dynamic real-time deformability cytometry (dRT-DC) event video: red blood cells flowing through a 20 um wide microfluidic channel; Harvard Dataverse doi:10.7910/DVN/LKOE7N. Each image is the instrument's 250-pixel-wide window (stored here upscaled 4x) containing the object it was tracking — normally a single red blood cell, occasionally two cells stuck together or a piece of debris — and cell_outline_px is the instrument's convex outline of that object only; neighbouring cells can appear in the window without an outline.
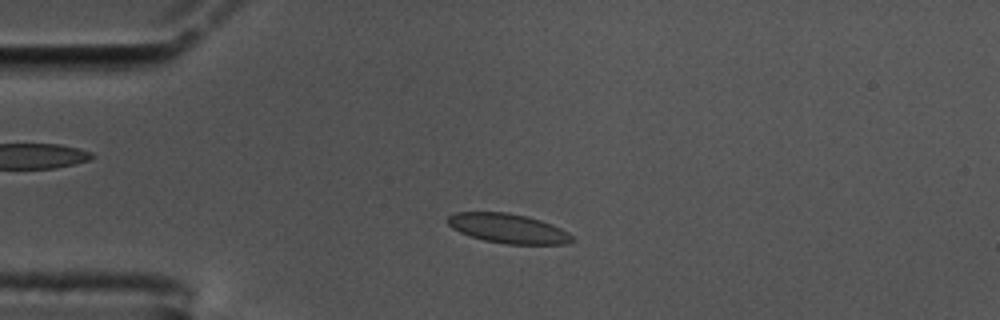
{"species": "common noctule bat (a hibernating species)", "species_latin": "Nyctalus noctula", "temperature_condition": "cold", "stored_images_in_passage": 55, "camera_frame_rate_fps": 3000, "um_per_image_px": 0.085, "animal": {"sex": "male", "body_mass_g": 17.5, "forearm_length_mm": 52.3}, "frame": {"image": 1, "passage_image": 10, "time_ms": 3.0, "image_size_px": [1000, 320], "cell_outline_px": [[576, 240], [568, 244], [504, 244], [484, 240], [460, 232], [452, 228], [444, 220], [448, 216], [456, 212], [508, 212], [528, 216], [552, 224], [568, 232]], "centroid_in_image_um": [43.19, 19.41], "position_along_channel_um": 41.8, "area_um2": 21.56}}
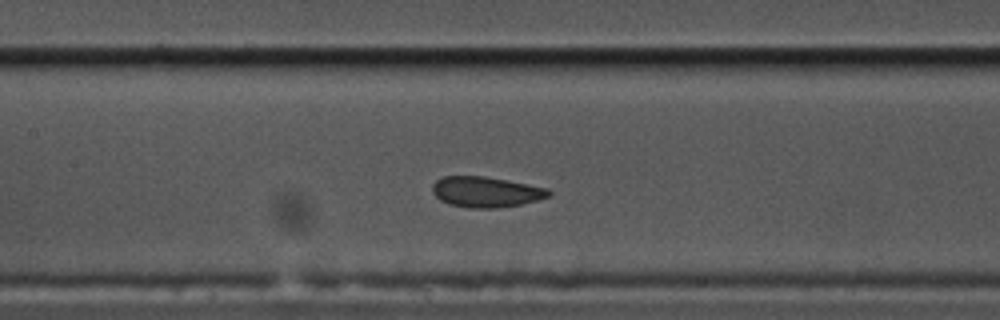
{"frame": {"image": 2, "passage_image": 23, "time_ms": 7.333, "image_size_px": [1000, 320], "cell_outline_px": [[552, 196], [520, 204], [496, 208], [468, 208], [452, 204], [440, 200], [432, 192], [432, 184], [436, 180], [444, 176], [484, 176], [548, 188], [552, 192]], "centroid_in_image_um": [41.3, 16.31], "position_along_channel_um": 166.1, "area_um2": 20.63}}
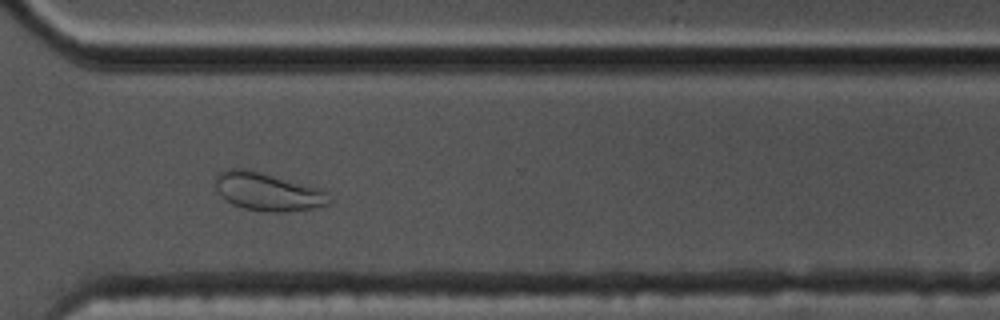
{"frame": {"image": 3, "passage_image": 39, "time_ms": 12.667, "image_size_px": [1000, 320], "cell_outline_px": [[332, 204], [312, 208], [284, 212], [272, 212], [244, 208], [232, 204], [224, 200], [220, 196], [216, 188], [216, 172], [224, 168], [244, 168], [324, 188], [328, 192], [332, 200]], "centroid_in_image_um": [22.78, 16.28], "position_along_channel_um": 347.8, "area_um2": 25.78}, "authors_computed_cell_mechanics": {"area_um2": 21.5594, "velocity_mm_per_s": 3.4117, "shape_relaxation_time_tau1_ms": 8.0859, "shape_relaxation_time_tau2_ms": 1.8944, "deformation_change_tau1": 0.1366, "deformation_change_tau2": 0.0579}}